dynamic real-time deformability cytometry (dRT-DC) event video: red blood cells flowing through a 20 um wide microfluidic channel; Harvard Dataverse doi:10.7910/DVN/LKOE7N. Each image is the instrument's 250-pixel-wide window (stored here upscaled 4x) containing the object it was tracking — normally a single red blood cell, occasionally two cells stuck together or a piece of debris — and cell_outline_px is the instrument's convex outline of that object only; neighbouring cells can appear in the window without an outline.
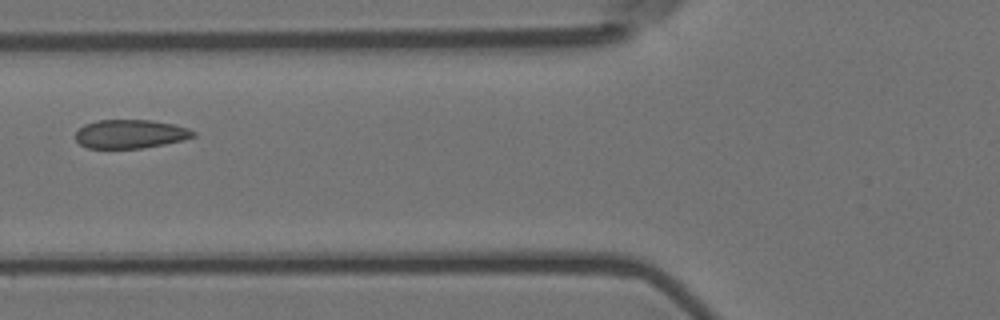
{"species": "Egyptian fruit bat (a non-hibernating species)", "species_latin": "Rousettus aegyptiacus", "temperature_condition": "room temperature", "stored_images_in_passage": 5, "camera_frame_rate_fps": 3000, "um_per_image_px": 0.085, "animal": {"sex": "female"}, "frame": {"image": 1, "passage_image": 5, "time_ms": 1.333, "image_size_px": [1000, 320], "cell_outline_px": [[196, 136], [164, 144], [140, 148], [88, 148], [80, 144], [76, 140], [76, 132], [84, 124], [96, 120], [152, 120], [172, 124], [188, 128], [196, 132]], "centroid_in_image_um": [11.06, 11.38], "position_along_channel_um": 114.7, "area_um2": 19.59}}